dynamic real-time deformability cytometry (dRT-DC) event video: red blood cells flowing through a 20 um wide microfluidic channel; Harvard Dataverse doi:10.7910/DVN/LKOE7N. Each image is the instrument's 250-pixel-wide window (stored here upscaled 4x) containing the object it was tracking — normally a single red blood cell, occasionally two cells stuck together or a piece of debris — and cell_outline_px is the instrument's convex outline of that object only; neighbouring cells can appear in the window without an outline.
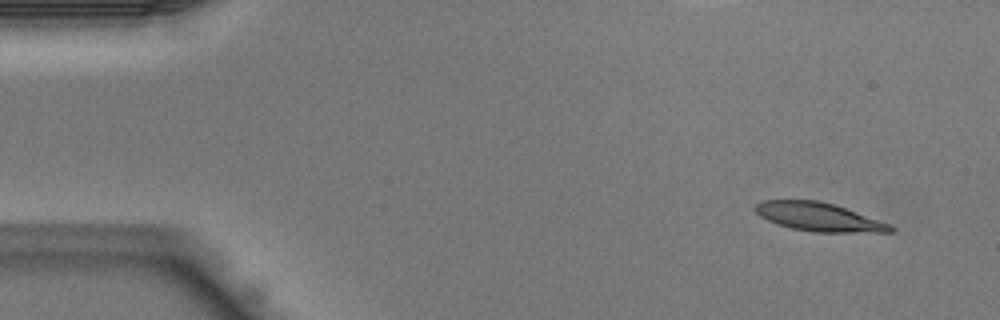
{"species": "Egyptian fruit bat (a non-hibernating species)", "species_latin": "Rousettus aegyptiacus", "temperature_condition": "warm", "stored_images_in_passage": 23, "camera_frame_rate_fps": 3000, "um_per_image_px": 0.085, "animal": {"sex": "male"}, "frame": {"image": 1, "passage_image": 1, "time_ms": 0.0, "image_size_px": [1000, 320], "cell_outline_px": [[896, 228], [892, 232], [812, 232], [792, 228], [776, 224], [760, 216], [752, 208], [760, 200], [820, 200], [892, 224]], "centroid_in_image_um": [69.58, 18.44], "position_along_channel_um": 15.4, "area_um2": 22.48}}
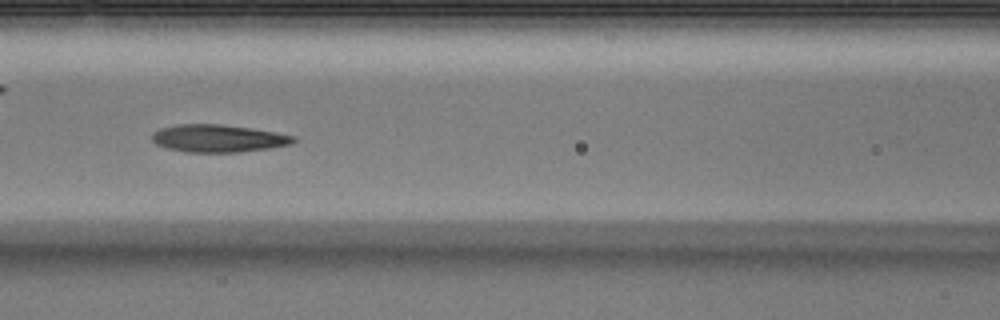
{"frame": {"image": 2, "passage_image": 16, "time_ms": 5.0, "image_size_px": [1000, 320], "cell_outline_px": [[296, 140], [292, 144], [268, 148], [236, 152], [188, 152], [168, 148], [156, 144], [152, 140], [152, 136], [160, 128], [176, 124], [220, 124], [252, 128], [296, 136]], "centroid_in_image_um": [18.56, 11.75], "position_along_channel_um": 148.0, "area_um2": 22.54}}
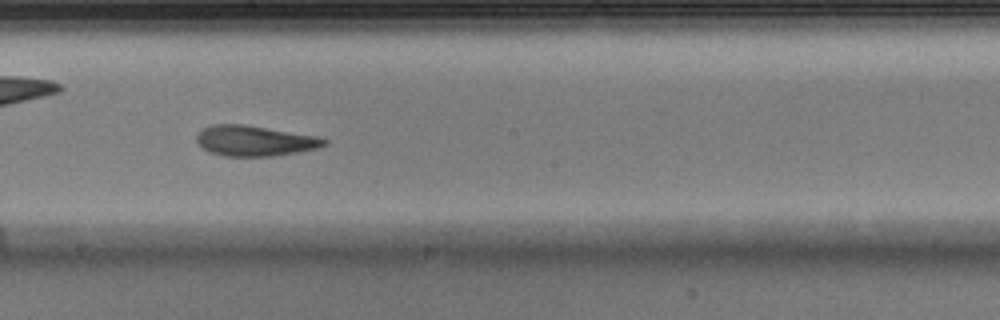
{"frame": {"image": 3, "passage_image": 21, "time_ms": 6.667, "image_size_px": [1000, 320], "cell_outline_px": [[328, 144], [316, 148], [296, 152], [272, 156], [224, 156], [208, 152], [196, 140], [196, 136], [204, 128], [212, 124], [244, 124], [316, 136], [328, 140]], "centroid_in_image_um": [21.63, 11.97], "position_along_channel_um": 226.6, "area_um2": 22.43}}